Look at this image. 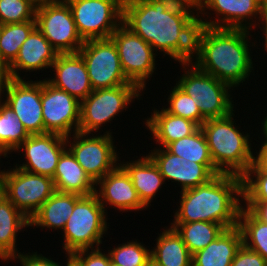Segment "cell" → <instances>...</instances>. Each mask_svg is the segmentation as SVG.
I'll use <instances>...</instances> for the list:
<instances>
[{"mask_svg": "<svg viewBox=\"0 0 267 266\" xmlns=\"http://www.w3.org/2000/svg\"><path fill=\"white\" fill-rule=\"evenodd\" d=\"M180 193L182 196L174 223L214 222L225 229L238 226L242 177L219 174L206 184Z\"/></svg>", "mask_w": 267, "mask_h": 266, "instance_id": "obj_3", "label": "cell"}, {"mask_svg": "<svg viewBox=\"0 0 267 266\" xmlns=\"http://www.w3.org/2000/svg\"><path fill=\"white\" fill-rule=\"evenodd\" d=\"M165 149L191 162L198 164H214L201 127L190 136L169 143Z\"/></svg>", "mask_w": 267, "mask_h": 266, "instance_id": "obj_32", "label": "cell"}, {"mask_svg": "<svg viewBox=\"0 0 267 266\" xmlns=\"http://www.w3.org/2000/svg\"><path fill=\"white\" fill-rule=\"evenodd\" d=\"M67 256L68 261H66L67 264L65 266H83V264L72 253H68Z\"/></svg>", "mask_w": 267, "mask_h": 266, "instance_id": "obj_46", "label": "cell"}, {"mask_svg": "<svg viewBox=\"0 0 267 266\" xmlns=\"http://www.w3.org/2000/svg\"><path fill=\"white\" fill-rule=\"evenodd\" d=\"M41 102L44 134L68 137L73 131L71 129L78 132L81 102L77 98L44 79L41 80Z\"/></svg>", "mask_w": 267, "mask_h": 266, "instance_id": "obj_14", "label": "cell"}, {"mask_svg": "<svg viewBox=\"0 0 267 266\" xmlns=\"http://www.w3.org/2000/svg\"><path fill=\"white\" fill-rule=\"evenodd\" d=\"M241 199L245 202H267V169L256 159L242 176Z\"/></svg>", "mask_w": 267, "mask_h": 266, "instance_id": "obj_33", "label": "cell"}, {"mask_svg": "<svg viewBox=\"0 0 267 266\" xmlns=\"http://www.w3.org/2000/svg\"><path fill=\"white\" fill-rule=\"evenodd\" d=\"M146 126L163 148L169 143L190 136L199 128L195 122L172 115L164 108L161 111L154 109L151 118L146 120Z\"/></svg>", "mask_w": 267, "mask_h": 266, "instance_id": "obj_25", "label": "cell"}, {"mask_svg": "<svg viewBox=\"0 0 267 266\" xmlns=\"http://www.w3.org/2000/svg\"><path fill=\"white\" fill-rule=\"evenodd\" d=\"M261 6L263 8V10L267 9V0H260Z\"/></svg>", "mask_w": 267, "mask_h": 266, "instance_id": "obj_52", "label": "cell"}, {"mask_svg": "<svg viewBox=\"0 0 267 266\" xmlns=\"http://www.w3.org/2000/svg\"><path fill=\"white\" fill-rule=\"evenodd\" d=\"M78 53L85 61L93 90L135 85L126 78L111 38L86 40Z\"/></svg>", "mask_w": 267, "mask_h": 266, "instance_id": "obj_11", "label": "cell"}, {"mask_svg": "<svg viewBox=\"0 0 267 266\" xmlns=\"http://www.w3.org/2000/svg\"><path fill=\"white\" fill-rule=\"evenodd\" d=\"M105 211L95 193L82 196L75 203L74 210L63 228V249L67 252L65 254L94 249V244L95 248L100 247L101 238L108 230Z\"/></svg>", "mask_w": 267, "mask_h": 266, "instance_id": "obj_5", "label": "cell"}, {"mask_svg": "<svg viewBox=\"0 0 267 266\" xmlns=\"http://www.w3.org/2000/svg\"><path fill=\"white\" fill-rule=\"evenodd\" d=\"M82 196L55 191L30 218V226L63 229L71 216L75 203Z\"/></svg>", "mask_w": 267, "mask_h": 266, "instance_id": "obj_23", "label": "cell"}, {"mask_svg": "<svg viewBox=\"0 0 267 266\" xmlns=\"http://www.w3.org/2000/svg\"><path fill=\"white\" fill-rule=\"evenodd\" d=\"M255 159L267 169V145H262Z\"/></svg>", "mask_w": 267, "mask_h": 266, "instance_id": "obj_44", "label": "cell"}, {"mask_svg": "<svg viewBox=\"0 0 267 266\" xmlns=\"http://www.w3.org/2000/svg\"><path fill=\"white\" fill-rule=\"evenodd\" d=\"M26 226H30V219L2 194L0 196V259L11 260L18 254L15 248L17 232Z\"/></svg>", "mask_w": 267, "mask_h": 266, "instance_id": "obj_26", "label": "cell"}, {"mask_svg": "<svg viewBox=\"0 0 267 266\" xmlns=\"http://www.w3.org/2000/svg\"><path fill=\"white\" fill-rule=\"evenodd\" d=\"M148 156L159 169L164 180H173L172 182H180L181 162L183 157H179L170 153L167 149H155Z\"/></svg>", "mask_w": 267, "mask_h": 266, "instance_id": "obj_38", "label": "cell"}, {"mask_svg": "<svg viewBox=\"0 0 267 266\" xmlns=\"http://www.w3.org/2000/svg\"><path fill=\"white\" fill-rule=\"evenodd\" d=\"M35 28V20L3 24L0 36V64L5 69L15 60L21 45Z\"/></svg>", "mask_w": 267, "mask_h": 266, "instance_id": "obj_31", "label": "cell"}, {"mask_svg": "<svg viewBox=\"0 0 267 266\" xmlns=\"http://www.w3.org/2000/svg\"><path fill=\"white\" fill-rule=\"evenodd\" d=\"M110 38L116 45L126 78L143 91L146 88V80L155 70L156 54L152 46L123 23Z\"/></svg>", "mask_w": 267, "mask_h": 266, "instance_id": "obj_12", "label": "cell"}, {"mask_svg": "<svg viewBox=\"0 0 267 266\" xmlns=\"http://www.w3.org/2000/svg\"><path fill=\"white\" fill-rule=\"evenodd\" d=\"M5 79H6L5 68L0 64V81H5Z\"/></svg>", "mask_w": 267, "mask_h": 266, "instance_id": "obj_49", "label": "cell"}, {"mask_svg": "<svg viewBox=\"0 0 267 266\" xmlns=\"http://www.w3.org/2000/svg\"><path fill=\"white\" fill-rule=\"evenodd\" d=\"M82 249L72 254L83 264V266H110L109 254L102 253L99 248ZM89 252V253H88Z\"/></svg>", "mask_w": 267, "mask_h": 266, "instance_id": "obj_40", "label": "cell"}, {"mask_svg": "<svg viewBox=\"0 0 267 266\" xmlns=\"http://www.w3.org/2000/svg\"><path fill=\"white\" fill-rule=\"evenodd\" d=\"M245 204V207L251 210L260 220L267 222V202H245Z\"/></svg>", "mask_w": 267, "mask_h": 266, "instance_id": "obj_43", "label": "cell"}, {"mask_svg": "<svg viewBox=\"0 0 267 266\" xmlns=\"http://www.w3.org/2000/svg\"><path fill=\"white\" fill-rule=\"evenodd\" d=\"M2 28H3V24H2L1 21H0V36H1Z\"/></svg>", "mask_w": 267, "mask_h": 266, "instance_id": "obj_54", "label": "cell"}, {"mask_svg": "<svg viewBox=\"0 0 267 266\" xmlns=\"http://www.w3.org/2000/svg\"><path fill=\"white\" fill-rule=\"evenodd\" d=\"M130 176L141 202L148 207L164 184V178L149 156L119 164Z\"/></svg>", "mask_w": 267, "mask_h": 266, "instance_id": "obj_24", "label": "cell"}, {"mask_svg": "<svg viewBox=\"0 0 267 266\" xmlns=\"http://www.w3.org/2000/svg\"><path fill=\"white\" fill-rule=\"evenodd\" d=\"M238 227L242 233L243 245L259 253L267 261V222L260 220L251 210L242 206Z\"/></svg>", "mask_w": 267, "mask_h": 266, "instance_id": "obj_30", "label": "cell"}, {"mask_svg": "<svg viewBox=\"0 0 267 266\" xmlns=\"http://www.w3.org/2000/svg\"><path fill=\"white\" fill-rule=\"evenodd\" d=\"M81 38L107 39L122 24V0H65Z\"/></svg>", "mask_w": 267, "mask_h": 266, "instance_id": "obj_7", "label": "cell"}, {"mask_svg": "<svg viewBox=\"0 0 267 266\" xmlns=\"http://www.w3.org/2000/svg\"><path fill=\"white\" fill-rule=\"evenodd\" d=\"M231 266H267V261L259 253L242 245L236 253Z\"/></svg>", "mask_w": 267, "mask_h": 266, "instance_id": "obj_41", "label": "cell"}, {"mask_svg": "<svg viewBox=\"0 0 267 266\" xmlns=\"http://www.w3.org/2000/svg\"><path fill=\"white\" fill-rule=\"evenodd\" d=\"M36 6L29 0H0L2 24L23 23L35 20Z\"/></svg>", "mask_w": 267, "mask_h": 266, "instance_id": "obj_37", "label": "cell"}, {"mask_svg": "<svg viewBox=\"0 0 267 266\" xmlns=\"http://www.w3.org/2000/svg\"><path fill=\"white\" fill-rule=\"evenodd\" d=\"M169 106L165 110L175 116L183 117L195 122L199 127L206 120L201 114L191 96L177 85L174 86L168 98Z\"/></svg>", "mask_w": 267, "mask_h": 266, "instance_id": "obj_36", "label": "cell"}, {"mask_svg": "<svg viewBox=\"0 0 267 266\" xmlns=\"http://www.w3.org/2000/svg\"><path fill=\"white\" fill-rule=\"evenodd\" d=\"M108 251L111 262L120 266H146L151 258V250L137 241H127Z\"/></svg>", "mask_w": 267, "mask_h": 266, "instance_id": "obj_34", "label": "cell"}, {"mask_svg": "<svg viewBox=\"0 0 267 266\" xmlns=\"http://www.w3.org/2000/svg\"><path fill=\"white\" fill-rule=\"evenodd\" d=\"M233 112L223 118L207 119L200 126L214 166L221 174L242 177L254 163L249 134L234 126Z\"/></svg>", "mask_w": 267, "mask_h": 266, "instance_id": "obj_4", "label": "cell"}, {"mask_svg": "<svg viewBox=\"0 0 267 266\" xmlns=\"http://www.w3.org/2000/svg\"><path fill=\"white\" fill-rule=\"evenodd\" d=\"M58 52L36 27L19 49L15 60L5 69L6 77L22 79L18 70H42L54 63Z\"/></svg>", "mask_w": 267, "mask_h": 266, "instance_id": "obj_20", "label": "cell"}, {"mask_svg": "<svg viewBox=\"0 0 267 266\" xmlns=\"http://www.w3.org/2000/svg\"><path fill=\"white\" fill-rule=\"evenodd\" d=\"M151 258L162 266H192V254L172 227L159 234Z\"/></svg>", "mask_w": 267, "mask_h": 266, "instance_id": "obj_27", "label": "cell"}, {"mask_svg": "<svg viewBox=\"0 0 267 266\" xmlns=\"http://www.w3.org/2000/svg\"><path fill=\"white\" fill-rule=\"evenodd\" d=\"M34 6L39 7L55 0H29Z\"/></svg>", "mask_w": 267, "mask_h": 266, "instance_id": "obj_47", "label": "cell"}, {"mask_svg": "<svg viewBox=\"0 0 267 266\" xmlns=\"http://www.w3.org/2000/svg\"><path fill=\"white\" fill-rule=\"evenodd\" d=\"M6 91L4 102L23 123L30 135L44 134L41 102V80L24 81L6 77L1 94Z\"/></svg>", "mask_w": 267, "mask_h": 266, "instance_id": "obj_15", "label": "cell"}, {"mask_svg": "<svg viewBox=\"0 0 267 266\" xmlns=\"http://www.w3.org/2000/svg\"><path fill=\"white\" fill-rule=\"evenodd\" d=\"M66 137L45 133L30 135L15 150L23 149L27 160L26 163L16 164V167L25 171L45 175L53 178L61 154L67 149ZM22 165V166H21Z\"/></svg>", "mask_w": 267, "mask_h": 266, "instance_id": "obj_16", "label": "cell"}, {"mask_svg": "<svg viewBox=\"0 0 267 266\" xmlns=\"http://www.w3.org/2000/svg\"><path fill=\"white\" fill-rule=\"evenodd\" d=\"M52 179L55 191L80 196H89L96 192L95 183L68 149L61 154Z\"/></svg>", "mask_w": 267, "mask_h": 266, "instance_id": "obj_22", "label": "cell"}, {"mask_svg": "<svg viewBox=\"0 0 267 266\" xmlns=\"http://www.w3.org/2000/svg\"><path fill=\"white\" fill-rule=\"evenodd\" d=\"M242 245V233L238 226L225 229L204 249L192 254V266H231Z\"/></svg>", "mask_w": 267, "mask_h": 266, "instance_id": "obj_21", "label": "cell"}, {"mask_svg": "<svg viewBox=\"0 0 267 266\" xmlns=\"http://www.w3.org/2000/svg\"><path fill=\"white\" fill-rule=\"evenodd\" d=\"M95 185L100 187L99 192L96 190L95 194L104 209L108 203L123 212L147 209L141 202L130 176L119 163L113 171L107 173Z\"/></svg>", "mask_w": 267, "mask_h": 266, "instance_id": "obj_18", "label": "cell"}, {"mask_svg": "<svg viewBox=\"0 0 267 266\" xmlns=\"http://www.w3.org/2000/svg\"><path fill=\"white\" fill-rule=\"evenodd\" d=\"M0 99V157L15 151L30 134L9 105ZM2 102V103H1Z\"/></svg>", "mask_w": 267, "mask_h": 266, "instance_id": "obj_29", "label": "cell"}, {"mask_svg": "<svg viewBox=\"0 0 267 266\" xmlns=\"http://www.w3.org/2000/svg\"><path fill=\"white\" fill-rule=\"evenodd\" d=\"M36 27L58 54L78 53L84 44L65 0H55L36 7Z\"/></svg>", "mask_w": 267, "mask_h": 266, "instance_id": "obj_10", "label": "cell"}, {"mask_svg": "<svg viewBox=\"0 0 267 266\" xmlns=\"http://www.w3.org/2000/svg\"><path fill=\"white\" fill-rule=\"evenodd\" d=\"M110 266H120V265L110 262Z\"/></svg>", "mask_w": 267, "mask_h": 266, "instance_id": "obj_55", "label": "cell"}, {"mask_svg": "<svg viewBox=\"0 0 267 266\" xmlns=\"http://www.w3.org/2000/svg\"><path fill=\"white\" fill-rule=\"evenodd\" d=\"M146 266H162V265H160L159 263H157L154 259L150 258V259L147 261Z\"/></svg>", "mask_w": 267, "mask_h": 266, "instance_id": "obj_50", "label": "cell"}, {"mask_svg": "<svg viewBox=\"0 0 267 266\" xmlns=\"http://www.w3.org/2000/svg\"><path fill=\"white\" fill-rule=\"evenodd\" d=\"M165 8V11L175 16H184L189 18L197 27L201 26L200 18H198V13L195 17L193 11L199 10V0H157ZM191 8V9H190Z\"/></svg>", "mask_w": 267, "mask_h": 266, "instance_id": "obj_39", "label": "cell"}, {"mask_svg": "<svg viewBox=\"0 0 267 266\" xmlns=\"http://www.w3.org/2000/svg\"><path fill=\"white\" fill-rule=\"evenodd\" d=\"M219 174L214 164H198L184 159L180 171L181 191L206 184Z\"/></svg>", "mask_w": 267, "mask_h": 266, "instance_id": "obj_35", "label": "cell"}, {"mask_svg": "<svg viewBox=\"0 0 267 266\" xmlns=\"http://www.w3.org/2000/svg\"><path fill=\"white\" fill-rule=\"evenodd\" d=\"M265 121L262 122V129H263V135H264V139L266 140L265 142H263L262 145H267V116L264 119Z\"/></svg>", "mask_w": 267, "mask_h": 266, "instance_id": "obj_48", "label": "cell"}, {"mask_svg": "<svg viewBox=\"0 0 267 266\" xmlns=\"http://www.w3.org/2000/svg\"><path fill=\"white\" fill-rule=\"evenodd\" d=\"M109 132L100 136L88 137L90 134L78 131L73 133V143L69 139L70 136L66 137V146L69 147L67 149L95 184L118 166V154Z\"/></svg>", "mask_w": 267, "mask_h": 266, "instance_id": "obj_13", "label": "cell"}, {"mask_svg": "<svg viewBox=\"0 0 267 266\" xmlns=\"http://www.w3.org/2000/svg\"><path fill=\"white\" fill-rule=\"evenodd\" d=\"M55 192L51 177L31 173L18 167L3 171L2 194L30 219Z\"/></svg>", "mask_w": 267, "mask_h": 266, "instance_id": "obj_9", "label": "cell"}, {"mask_svg": "<svg viewBox=\"0 0 267 266\" xmlns=\"http://www.w3.org/2000/svg\"><path fill=\"white\" fill-rule=\"evenodd\" d=\"M171 227L182 237L191 254L204 249L225 230L221 224L205 221L171 223Z\"/></svg>", "mask_w": 267, "mask_h": 266, "instance_id": "obj_28", "label": "cell"}, {"mask_svg": "<svg viewBox=\"0 0 267 266\" xmlns=\"http://www.w3.org/2000/svg\"><path fill=\"white\" fill-rule=\"evenodd\" d=\"M19 259L22 266H61L53 260L44 257L42 254H37V252L32 255L24 254L19 252L12 259Z\"/></svg>", "mask_w": 267, "mask_h": 266, "instance_id": "obj_42", "label": "cell"}, {"mask_svg": "<svg viewBox=\"0 0 267 266\" xmlns=\"http://www.w3.org/2000/svg\"><path fill=\"white\" fill-rule=\"evenodd\" d=\"M260 18L258 21H261L262 23V27H263V32H264V35H265V50H266V53H267V9L266 10H263L262 11V14L258 17ZM262 19V20H261Z\"/></svg>", "mask_w": 267, "mask_h": 266, "instance_id": "obj_45", "label": "cell"}, {"mask_svg": "<svg viewBox=\"0 0 267 266\" xmlns=\"http://www.w3.org/2000/svg\"><path fill=\"white\" fill-rule=\"evenodd\" d=\"M122 23L183 68L192 64L198 27L189 18L171 15L157 0H133L123 3Z\"/></svg>", "mask_w": 267, "mask_h": 266, "instance_id": "obj_1", "label": "cell"}, {"mask_svg": "<svg viewBox=\"0 0 267 266\" xmlns=\"http://www.w3.org/2000/svg\"><path fill=\"white\" fill-rule=\"evenodd\" d=\"M128 1H133V0H122L123 3H124V2H128Z\"/></svg>", "mask_w": 267, "mask_h": 266, "instance_id": "obj_56", "label": "cell"}, {"mask_svg": "<svg viewBox=\"0 0 267 266\" xmlns=\"http://www.w3.org/2000/svg\"><path fill=\"white\" fill-rule=\"evenodd\" d=\"M4 82L5 81H0V99H1V96H2V94H1V88H2V85H3Z\"/></svg>", "mask_w": 267, "mask_h": 266, "instance_id": "obj_53", "label": "cell"}, {"mask_svg": "<svg viewBox=\"0 0 267 266\" xmlns=\"http://www.w3.org/2000/svg\"><path fill=\"white\" fill-rule=\"evenodd\" d=\"M3 190V170L0 172V196L2 195Z\"/></svg>", "mask_w": 267, "mask_h": 266, "instance_id": "obj_51", "label": "cell"}, {"mask_svg": "<svg viewBox=\"0 0 267 266\" xmlns=\"http://www.w3.org/2000/svg\"><path fill=\"white\" fill-rule=\"evenodd\" d=\"M176 85L191 96L206 120L223 118L234 111L228 91L231 86L200 70L195 64L180 77Z\"/></svg>", "mask_w": 267, "mask_h": 266, "instance_id": "obj_6", "label": "cell"}, {"mask_svg": "<svg viewBox=\"0 0 267 266\" xmlns=\"http://www.w3.org/2000/svg\"><path fill=\"white\" fill-rule=\"evenodd\" d=\"M51 68L56 77L47 81L80 102L93 91L85 61L79 53L58 54Z\"/></svg>", "mask_w": 267, "mask_h": 266, "instance_id": "obj_19", "label": "cell"}, {"mask_svg": "<svg viewBox=\"0 0 267 266\" xmlns=\"http://www.w3.org/2000/svg\"><path fill=\"white\" fill-rule=\"evenodd\" d=\"M140 91L136 85L93 90L81 101L78 131L87 134L98 132L102 124L110 122L119 112L128 108L133 98L138 99Z\"/></svg>", "mask_w": 267, "mask_h": 266, "instance_id": "obj_8", "label": "cell"}, {"mask_svg": "<svg viewBox=\"0 0 267 266\" xmlns=\"http://www.w3.org/2000/svg\"><path fill=\"white\" fill-rule=\"evenodd\" d=\"M205 8L212 9L218 16H223L220 21L219 19H216V21L210 19L209 22L201 17L200 24L202 26L246 30H249L254 25V23H248L247 20H252L253 16L255 19L263 11L260 0H199V11L201 14H206L203 13L206 10Z\"/></svg>", "mask_w": 267, "mask_h": 266, "instance_id": "obj_17", "label": "cell"}, {"mask_svg": "<svg viewBox=\"0 0 267 266\" xmlns=\"http://www.w3.org/2000/svg\"><path fill=\"white\" fill-rule=\"evenodd\" d=\"M246 29L199 26L195 34L196 61L202 71L236 87L249 77L253 62Z\"/></svg>", "mask_w": 267, "mask_h": 266, "instance_id": "obj_2", "label": "cell"}]
</instances>
